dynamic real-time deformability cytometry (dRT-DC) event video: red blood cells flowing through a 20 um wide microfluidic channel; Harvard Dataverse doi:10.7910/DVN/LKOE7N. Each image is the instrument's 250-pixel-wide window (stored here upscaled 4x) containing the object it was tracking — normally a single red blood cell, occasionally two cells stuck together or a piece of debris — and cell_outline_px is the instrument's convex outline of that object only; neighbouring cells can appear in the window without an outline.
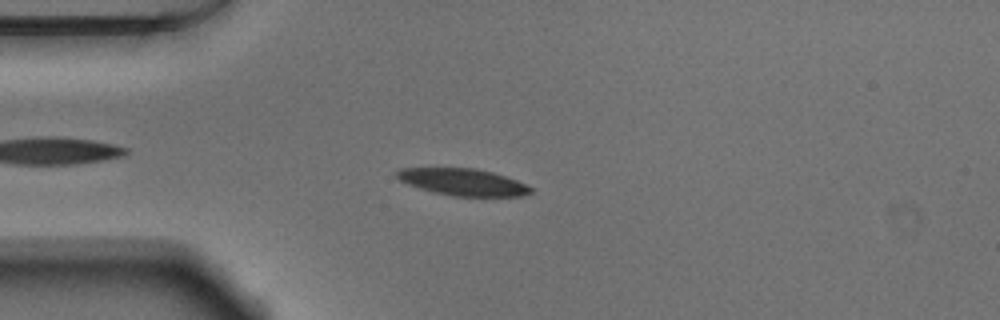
{"species": "Egyptian fruit bat (a non-hibernating species)", "species_latin": "Rousettus aegyptiacus", "temperature_condition": "warm", "stored_images_in_passage": 51, "camera_frame_rate_fps": 3000, "um_per_image_px": 0.085, "animal": {"sex": "male"}, "frame": {"image": 1, "passage_image": 12, "time_ms": 3.667, "image_size_px": [1000, 320], "cell_outline_px": [[532, 192], [524, 196], [452, 196], [432, 192], [408, 184], [400, 180], [396, 176], [396, 172], [400, 168], [472, 168], [492, 172], [516, 180], [532, 188]], "centroid_in_image_um": [39.33, 15.48], "position_along_channel_um": 45.7, "area_um2": 20.81}}
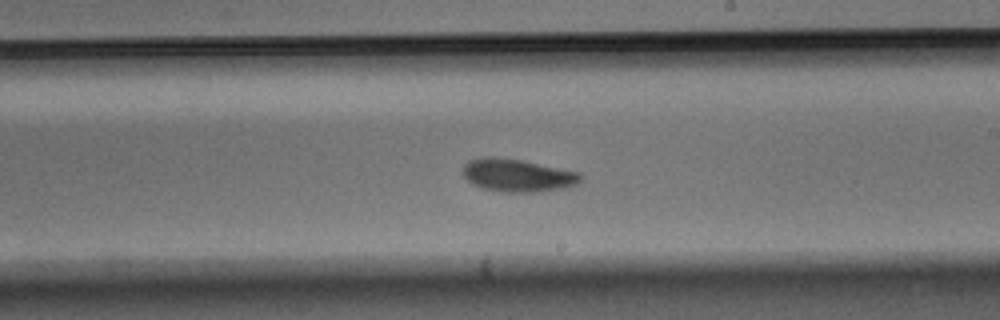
{"frame": {"image": 2, "passage_image": 29, "time_ms": 9.333, "image_size_px": [1000, 320], "cell_outline_px": [[584, 176], [576, 184], [568, 188], [540, 192], [504, 192], [480, 188], [472, 184], [464, 176], [464, 164], [468, 160], [484, 156], [492, 156], [520, 160], [580, 172]], "centroid_in_image_um": [44.0, 14.91], "position_along_channel_um": 245.0, "area_um2": 22.72}}
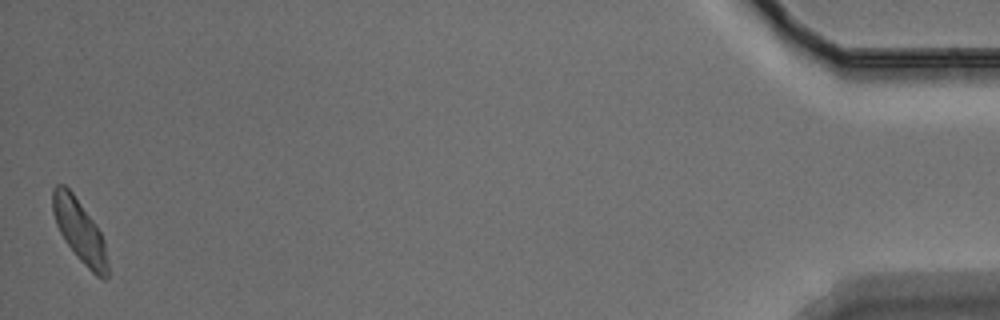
{"frame": {"image": 3, "passage_image": 51, "time_ms": 16.667, "image_size_px": [1000, 320], "cell_outline_px": [[108, 276], [104, 280], [96, 276], [76, 256], [64, 240], [56, 224], [52, 212], [52, 188], [56, 184], [64, 184], [72, 192], [96, 224], [104, 240], [108, 264]], "centroid_in_image_um": [6.76, 19.62], "position_along_channel_um": 428.4, "area_um2": 20.11}, "authors_computed_cell_mechanics": {"area_um2": 21.2704, "velocity_mm_per_s": 3.7869, "shape_relaxation_time_tau1_ms": 3.4296, "shape_relaxation_time_tau2_ms": 9.2271, "deformation_change_tau1": 0.1183, "deformation_change_tau2": 0.1699}}